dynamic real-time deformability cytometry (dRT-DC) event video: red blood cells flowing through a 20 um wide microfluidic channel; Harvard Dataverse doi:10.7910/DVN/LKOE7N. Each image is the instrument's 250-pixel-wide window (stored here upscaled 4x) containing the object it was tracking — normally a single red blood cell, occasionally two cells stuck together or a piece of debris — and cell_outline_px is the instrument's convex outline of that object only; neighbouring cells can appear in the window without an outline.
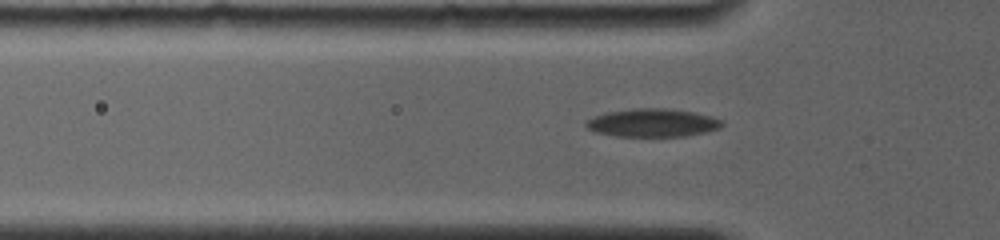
{"species": "common noctule bat (a hibernating species)", "species_latin": "Nyctalus noctula", "temperature_condition": "room temperature", "stored_images_in_passage": 37, "camera_frame_rate_fps": 4000, "um_per_image_px": 0.085, "animal": {"sex": "female", "body_mass_g": 19.0, "forearm_length_mm": 56.7}, "frame": {"image": 1, "passage_image": 9, "time_ms": 2.0, "image_size_px": [1000, 240], "cell_outline_px": [[724, 124], [720, 128], [704, 132], [684, 136], [616, 136], [596, 132], [588, 128], [584, 124], [584, 120], [604, 112], [636, 108], [668, 108], [696, 112], [712, 116], [724, 120]], "centroid_in_image_um": [55.47, 10.42], "position_along_channel_um": 70.3, "area_um2": 22.54}}
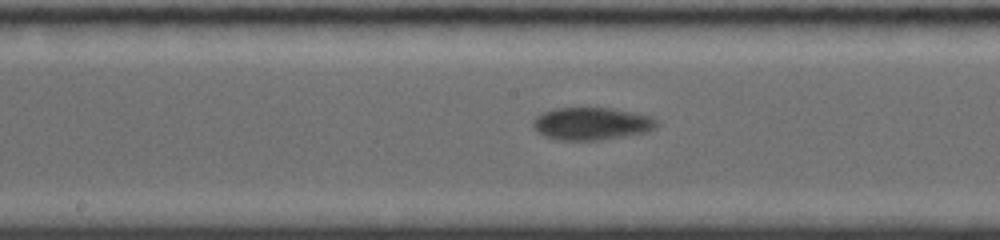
{"frame": {"image": 2, "passage_image": 21, "time_ms": 5.5, "image_size_px": [1000, 240], "cell_outline_px": [[660, 124], [656, 128], [648, 132], [600, 140], [560, 140], [544, 136], [536, 132], [532, 128], [532, 124], [536, 116], [540, 112], [552, 108], [612, 108], [652, 116], [660, 120]], "centroid_in_image_um": [50.3, 10.51], "position_along_channel_um": 197.9, "area_um2": 23.93}}
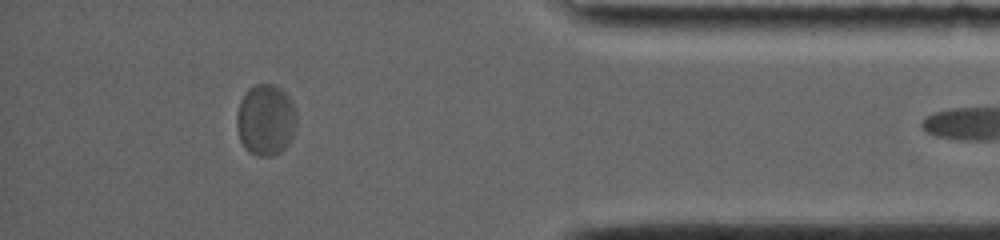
{"frame": {"image": 3, "passage_image": 36, "time_ms": 12.0, "image_size_px": [1000, 240], "cell_outline_px": [[296, 120], [292, 136], [288, 144], [280, 152], [268, 156], [256, 156], [248, 152], [244, 148], [240, 140], [236, 124], [236, 116], [240, 100], [248, 88], [256, 84], [272, 84], [280, 88], [292, 100], [296, 112]], "centroid_in_image_um": [22.56, 10.19], "position_along_channel_um": 412.6, "area_um2": 24.97}}